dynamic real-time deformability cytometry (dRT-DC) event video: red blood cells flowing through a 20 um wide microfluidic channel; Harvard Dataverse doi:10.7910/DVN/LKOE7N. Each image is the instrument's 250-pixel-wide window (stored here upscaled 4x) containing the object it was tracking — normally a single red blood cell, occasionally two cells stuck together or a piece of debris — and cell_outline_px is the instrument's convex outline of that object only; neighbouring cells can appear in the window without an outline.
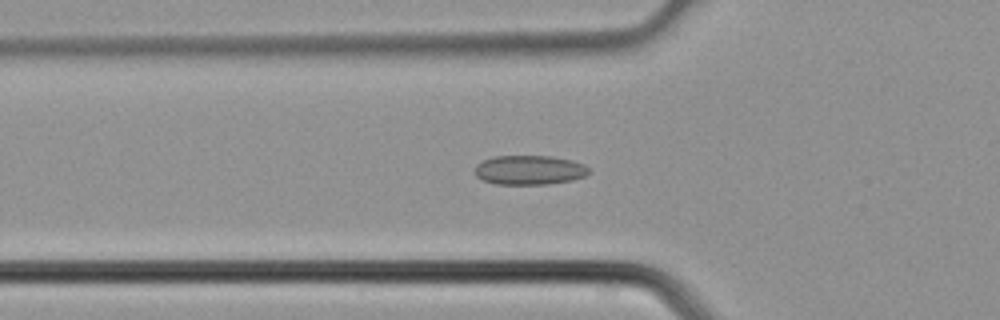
{"species": "common noctule bat (a hibernating species)", "species_latin": "Nyctalus noctula", "temperature_condition": "cold", "stored_images_in_passage": 3, "camera_frame_rate_fps": 3000, "um_per_image_px": 0.085, "animal": {"sex": "male", "body_mass_g": 21.5, "forearm_length_mm": 52.0}, "frame": {"image": 1, "passage_image": 3, "time_ms": 0.667, "image_size_px": [1000, 320], "cell_outline_px": [[588, 172], [584, 176], [572, 180], [548, 184], [496, 184], [484, 180], [476, 176], [472, 172], [476, 164], [492, 156], [552, 156], [572, 160], [584, 164], [588, 168]], "centroid_in_image_um": [44.95, 14.44], "position_along_channel_um": 80.8, "area_um2": 19.59}}